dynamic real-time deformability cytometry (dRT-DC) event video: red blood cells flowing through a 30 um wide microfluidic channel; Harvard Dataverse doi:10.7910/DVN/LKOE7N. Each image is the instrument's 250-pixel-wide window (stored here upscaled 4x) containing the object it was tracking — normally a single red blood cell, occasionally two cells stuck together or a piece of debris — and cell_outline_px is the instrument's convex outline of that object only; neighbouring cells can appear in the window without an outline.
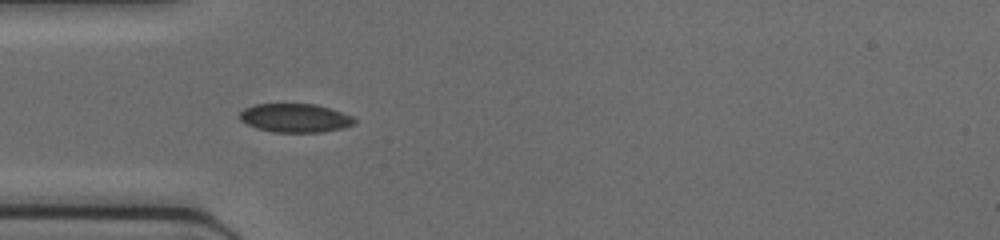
{"species": "common noctule bat (a hibernating species)", "species_latin": "Nyctalus noctula", "temperature_condition": "cold", "stored_images_in_passage": 7, "camera_frame_rate_fps": 3000, "um_per_image_px": 0.085, "animal": {"sex": "female", "body_mass_g": 17.0, "forearm_length_mm": 48.0}, "frame": {"image": 1, "passage_image": 4, "time_ms": 1.0, "image_size_px": [1000, 240], "cell_outline_px": [[356, 124], [344, 128], [324, 132], [272, 132], [256, 128], [240, 120], [236, 116], [244, 108], [256, 104], [316, 104], [352, 116], [356, 120]], "centroid_in_image_um": [25.07, 10.03], "position_along_channel_um": 59.9, "area_um2": 19.31}}